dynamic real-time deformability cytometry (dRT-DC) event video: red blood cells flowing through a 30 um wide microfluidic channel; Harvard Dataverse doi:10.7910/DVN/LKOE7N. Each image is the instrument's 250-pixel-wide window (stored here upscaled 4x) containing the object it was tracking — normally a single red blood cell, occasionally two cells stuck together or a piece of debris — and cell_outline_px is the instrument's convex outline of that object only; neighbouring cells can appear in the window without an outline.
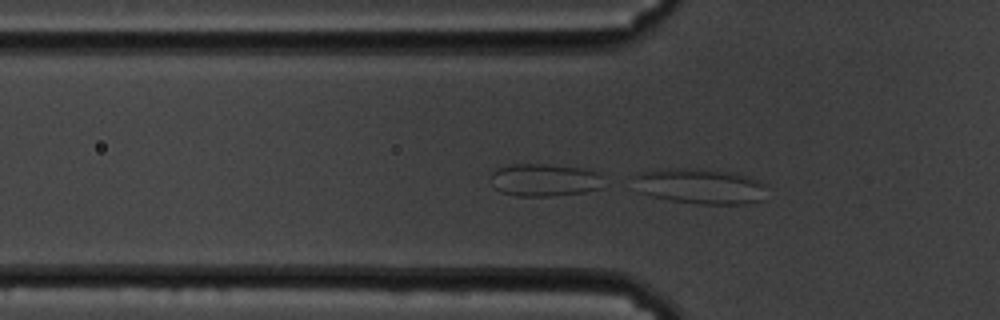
{"species": "common noctule bat (a hibernating species)", "species_latin": "Nyctalus noctula", "temperature_condition": "cold", "stored_images_in_passage": 47, "camera_frame_rate_fps": 3000, "um_per_image_px": 0.085, "animal": {"sex": "male", "body_mass_g": 19.5, "forearm_length_mm": 54.6}, "frame": {"image": 1, "passage_image": 9, "time_ms": 2.667, "image_size_px": [1000, 320], "cell_outline_px": [[768, 184], [764, 200], [748, 204], [700, 204], [672, 200], [652, 196], [640, 192], [628, 176], [640, 172], [656, 168], [680, 168], [728, 172], [760, 180]], "centroid_in_image_um": [59.49, 15.83], "position_along_channel_um": 66.3, "area_um2": 27.86}}
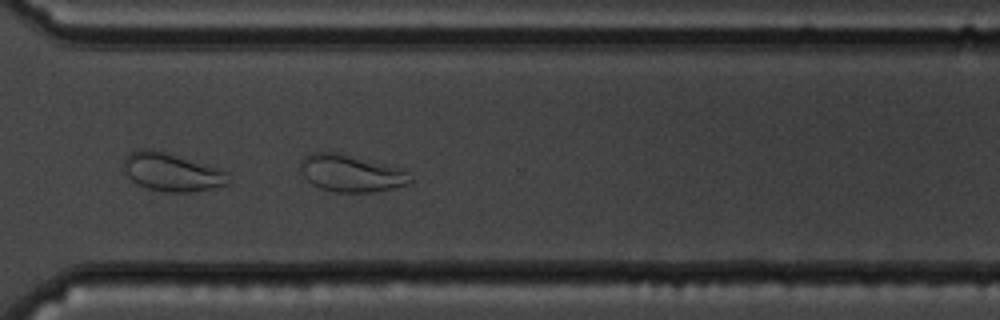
{"frame": {"image": 2, "passage_image": 33, "time_ms": 10.667, "image_size_px": [1000, 320], "cell_outline_px": [[412, 180], [408, 184], [376, 192], [336, 192], [320, 188], [312, 184], [304, 176], [300, 168], [300, 160], [304, 156], [312, 152], [336, 152], [404, 168], [408, 172]], "centroid_in_image_um": [29.85, 14.72], "position_along_channel_um": 340.8, "area_um2": 23.87}}
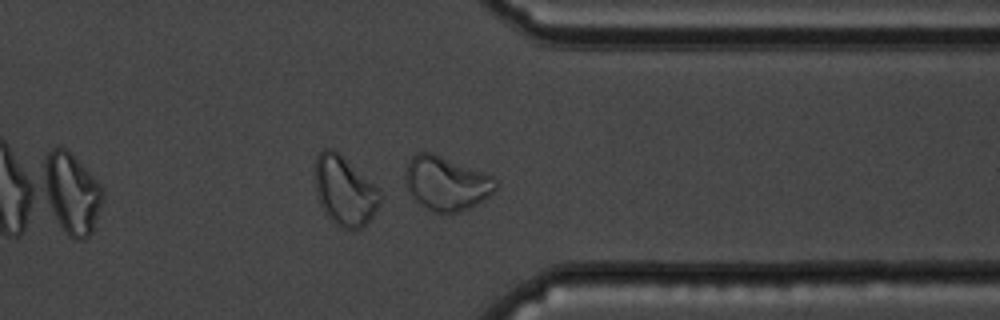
{"frame": {"image": 3, "passage_image": 36, "time_ms": 11.667, "image_size_px": [1000, 320], "cell_outline_px": [[496, 192], [476, 204], [460, 212], [432, 212], [424, 208], [408, 192], [404, 180], [408, 160], [416, 152], [432, 152], [492, 176], [496, 180]], "centroid_in_image_um": [37.91, 15.58], "position_along_channel_um": 373.5, "area_um2": 28.44}, "authors_computed_cell_mechanics": {"area_um2": 25.3742, "velocity_mm_per_s": 3.4403, "shape_relaxation_time_tau1_ms": null, "shape_relaxation_time_tau2_ms": 1.5842, "deformation_change_tau1": null, "deformation_change_tau2": 0.0706}}